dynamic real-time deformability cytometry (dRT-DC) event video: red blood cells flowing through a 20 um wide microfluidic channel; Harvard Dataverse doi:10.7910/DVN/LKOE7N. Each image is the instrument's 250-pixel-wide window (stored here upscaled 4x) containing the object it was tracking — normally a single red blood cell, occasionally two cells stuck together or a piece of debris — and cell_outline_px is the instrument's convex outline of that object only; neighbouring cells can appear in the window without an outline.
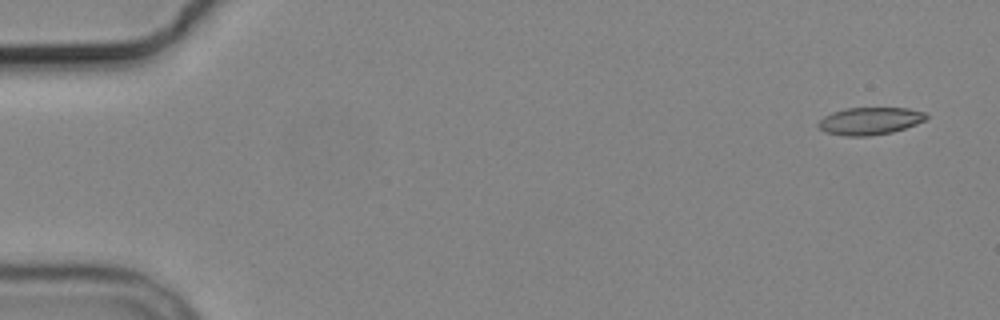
{"species": "common noctule bat (a hibernating species)", "species_latin": "Nyctalus noctula", "temperature_condition": "cold", "stored_images_in_passage": 5, "camera_frame_rate_fps": 3000, "um_per_image_px": 0.085, "animal": {"sex": "male", "body_mass_g": 19.2, "forearm_length_mm": 51.8}, "frame": {"image": 1, "passage_image": 1, "time_ms": 0.0, "image_size_px": [1000, 320], "cell_outline_px": [[928, 116], [924, 120], [916, 124], [892, 132], [868, 136], [844, 136], [824, 132], [816, 124], [824, 116], [832, 112], [844, 108], [908, 108], [924, 112]], "centroid_in_image_um": [73.9, 10.28], "position_along_channel_um": 11.1, "area_um2": 17.22}}
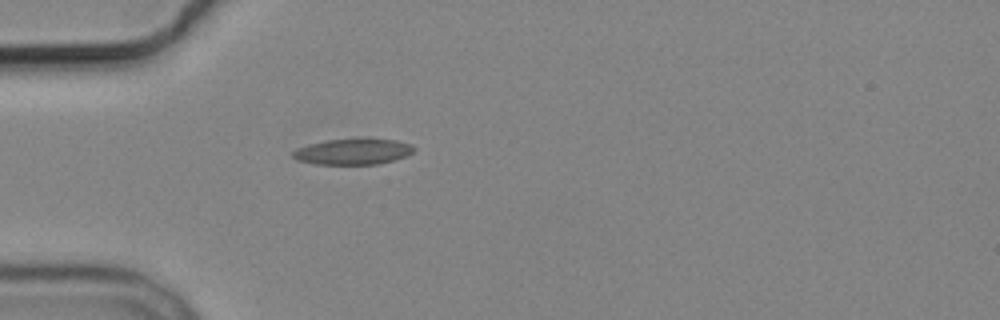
{"frame": {"image": 2, "passage_image": 5, "time_ms": 4.667, "image_size_px": [1000, 320], "cell_outline_px": [[416, 148], [408, 156], [376, 164], [316, 164], [296, 160], [292, 156], [292, 152], [296, 148], [308, 144], [328, 140], [396, 140], [412, 144]], "centroid_in_image_um": [29.99, 12.9], "position_along_channel_um": 55.0, "area_um2": 17.92}}